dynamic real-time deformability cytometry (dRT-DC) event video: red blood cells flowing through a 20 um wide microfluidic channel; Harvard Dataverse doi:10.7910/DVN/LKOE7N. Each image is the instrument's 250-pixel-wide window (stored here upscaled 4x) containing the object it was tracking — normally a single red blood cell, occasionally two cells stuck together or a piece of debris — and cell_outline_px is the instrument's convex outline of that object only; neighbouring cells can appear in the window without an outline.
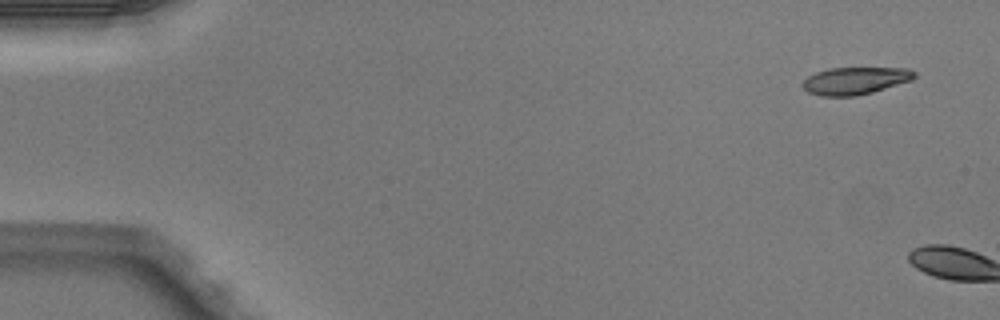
{"species": "Egyptian fruit bat (a non-hibernating species)", "species_latin": "Rousettus aegyptiacus", "temperature_condition": "warm", "stored_images_in_passage": 2, "camera_frame_rate_fps": 3000, "um_per_image_px": 0.085, "animal": {"sex": "male"}, "frame": {"image": 1, "passage_image": 1, "time_ms": 0.0, "image_size_px": [1000, 320], "cell_outline_px": [[916, 76], [912, 80], [872, 92], [856, 96], [820, 96], [808, 92], [800, 84], [808, 76], [816, 72], [828, 68], [908, 68], [916, 72]], "centroid_in_image_um": [72.67, 6.86], "position_along_channel_um": 12.3, "area_um2": 17.86}}